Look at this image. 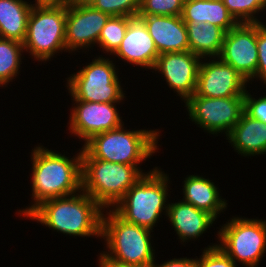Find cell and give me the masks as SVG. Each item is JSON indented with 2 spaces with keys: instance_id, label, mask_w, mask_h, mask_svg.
<instances>
[{
  "instance_id": "6da1fadb",
  "label": "cell",
  "mask_w": 266,
  "mask_h": 267,
  "mask_svg": "<svg viewBox=\"0 0 266 267\" xmlns=\"http://www.w3.org/2000/svg\"><path fill=\"white\" fill-rule=\"evenodd\" d=\"M32 196L34 204L19 210L27 216L41 202L76 194L82 190V155L69 159L52 150L36 147L32 157Z\"/></svg>"
},
{
  "instance_id": "7a4b0ae2",
  "label": "cell",
  "mask_w": 266,
  "mask_h": 267,
  "mask_svg": "<svg viewBox=\"0 0 266 267\" xmlns=\"http://www.w3.org/2000/svg\"><path fill=\"white\" fill-rule=\"evenodd\" d=\"M79 193L47 199L26 217L67 235L101 237L103 208L84 191Z\"/></svg>"
},
{
  "instance_id": "3957f363",
  "label": "cell",
  "mask_w": 266,
  "mask_h": 267,
  "mask_svg": "<svg viewBox=\"0 0 266 267\" xmlns=\"http://www.w3.org/2000/svg\"><path fill=\"white\" fill-rule=\"evenodd\" d=\"M102 216L101 236L109 253H101L99 264H117L130 267H152L154 250L150 229L129 223L113 209Z\"/></svg>"
},
{
  "instance_id": "277c9868",
  "label": "cell",
  "mask_w": 266,
  "mask_h": 267,
  "mask_svg": "<svg viewBox=\"0 0 266 267\" xmlns=\"http://www.w3.org/2000/svg\"><path fill=\"white\" fill-rule=\"evenodd\" d=\"M159 132L155 130L127 131L123 125L92 136L81 149L82 158L138 165L157 150Z\"/></svg>"
},
{
  "instance_id": "5b68a950",
  "label": "cell",
  "mask_w": 266,
  "mask_h": 267,
  "mask_svg": "<svg viewBox=\"0 0 266 267\" xmlns=\"http://www.w3.org/2000/svg\"><path fill=\"white\" fill-rule=\"evenodd\" d=\"M168 178L157 167L150 170L129 188L113 210L125 221L152 230L163 210L167 215Z\"/></svg>"
},
{
  "instance_id": "8992f818",
  "label": "cell",
  "mask_w": 266,
  "mask_h": 267,
  "mask_svg": "<svg viewBox=\"0 0 266 267\" xmlns=\"http://www.w3.org/2000/svg\"><path fill=\"white\" fill-rule=\"evenodd\" d=\"M143 175L137 165L82 158V191L102 208L114 207Z\"/></svg>"
},
{
  "instance_id": "52a82bcc",
  "label": "cell",
  "mask_w": 266,
  "mask_h": 267,
  "mask_svg": "<svg viewBox=\"0 0 266 267\" xmlns=\"http://www.w3.org/2000/svg\"><path fill=\"white\" fill-rule=\"evenodd\" d=\"M112 62L99 56L68 78V89L73 100L120 103L125 96Z\"/></svg>"
},
{
  "instance_id": "ba28073f",
  "label": "cell",
  "mask_w": 266,
  "mask_h": 267,
  "mask_svg": "<svg viewBox=\"0 0 266 267\" xmlns=\"http://www.w3.org/2000/svg\"><path fill=\"white\" fill-rule=\"evenodd\" d=\"M65 28L66 7L32 8L22 43L24 51H29L39 61H47L54 53L66 51Z\"/></svg>"
},
{
  "instance_id": "9c48e42d",
  "label": "cell",
  "mask_w": 266,
  "mask_h": 267,
  "mask_svg": "<svg viewBox=\"0 0 266 267\" xmlns=\"http://www.w3.org/2000/svg\"><path fill=\"white\" fill-rule=\"evenodd\" d=\"M218 246L236 263L257 267L266 250V221L234 217L218 232Z\"/></svg>"
},
{
  "instance_id": "30bf717a",
  "label": "cell",
  "mask_w": 266,
  "mask_h": 267,
  "mask_svg": "<svg viewBox=\"0 0 266 267\" xmlns=\"http://www.w3.org/2000/svg\"><path fill=\"white\" fill-rule=\"evenodd\" d=\"M185 104L191 120L200 128L211 134L225 132L227 136L244 112V95L223 98L191 96Z\"/></svg>"
},
{
  "instance_id": "8fae6325",
  "label": "cell",
  "mask_w": 266,
  "mask_h": 267,
  "mask_svg": "<svg viewBox=\"0 0 266 267\" xmlns=\"http://www.w3.org/2000/svg\"><path fill=\"white\" fill-rule=\"evenodd\" d=\"M217 58L233 66L248 82L253 80L258 66L256 23H238L226 32Z\"/></svg>"
},
{
  "instance_id": "7c38bea8",
  "label": "cell",
  "mask_w": 266,
  "mask_h": 267,
  "mask_svg": "<svg viewBox=\"0 0 266 267\" xmlns=\"http://www.w3.org/2000/svg\"><path fill=\"white\" fill-rule=\"evenodd\" d=\"M208 62H200L196 91L193 96L223 98L245 95L248 81L233 66L220 59Z\"/></svg>"
},
{
  "instance_id": "4fadbf2b",
  "label": "cell",
  "mask_w": 266,
  "mask_h": 267,
  "mask_svg": "<svg viewBox=\"0 0 266 267\" xmlns=\"http://www.w3.org/2000/svg\"><path fill=\"white\" fill-rule=\"evenodd\" d=\"M110 15L95 9L92 5L66 7L65 42L68 51L98 45V39ZM75 49V50H74Z\"/></svg>"
},
{
  "instance_id": "5bb4252c",
  "label": "cell",
  "mask_w": 266,
  "mask_h": 267,
  "mask_svg": "<svg viewBox=\"0 0 266 267\" xmlns=\"http://www.w3.org/2000/svg\"><path fill=\"white\" fill-rule=\"evenodd\" d=\"M74 101L77 105L71 110L69 129L85 142L96 134L124 125L115 103Z\"/></svg>"
},
{
  "instance_id": "9a60e30c",
  "label": "cell",
  "mask_w": 266,
  "mask_h": 267,
  "mask_svg": "<svg viewBox=\"0 0 266 267\" xmlns=\"http://www.w3.org/2000/svg\"><path fill=\"white\" fill-rule=\"evenodd\" d=\"M200 58L190 50L162 53L153 70L161 72L168 86L186 102L196 91Z\"/></svg>"
},
{
  "instance_id": "2e32d148",
  "label": "cell",
  "mask_w": 266,
  "mask_h": 267,
  "mask_svg": "<svg viewBox=\"0 0 266 267\" xmlns=\"http://www.w3.org/2000/svg\"><path fill=\"white\" fill-rule=\"evenodd\" d=\"M114 55L136 66L154 68L159 53L144 22L139 17H128L125 36Z\"/></svg>"
},
{
  "instance_id": "e0dca14e",
  "label": "cell",
  "mask_w": 266,
  "mask_h": 267,
  "mask_svg": "<svg viewBox=\"0 0 266 267\" xmlns=\"http://www.w3.org/2000/svg\"><path fill=\"white\" fill-rule=\"evenodd\" d=\"M145 24L160 54L189 51L187 28L180 16L137 15Z\"/></svg>"
},
{
  "instance_id": "ac0fdd59",
  "label": "cell",
  "mask_w": 266,
  "mask_h": 267,
  "mask_svg": "<svg viewBox=\"0 0 266 267\" xmlns=\"http://www.w3.org/2000/svg\"><path fill=\"white\" fill-rule=\"evenodd\" d=\"M166 216L183 242L200 237L215 221L208 212L184 201L168 203Z\"/></svg>"
},
{
  "instance_id": "d6986e66",
  "label": "cell",
  "mask_w": 266,
  "mask_h": 267,
  "mask_svg": "<svg viewBox=\"0 0 266 267\" xmlns=\"http://www.w3.org/2000/svg\"><path fill=\"white\" fill-rule=\"evenodd\" d=\"M226 137L238 154L254 156L266 153V125L245 112Z\"/></svg>"
},
{
  "instance_id": "ffe728a7",
  "label": "cell",
  "mask_w": 266,
  "mask_h": 267,
  "mask_svg": "<svg viewBox=\"0 0 266 267\" xmlns=\"http://www.w3.org/2000/svg\"><path fill=\"white\" fill-rule=\"evenodd\" d=\"M181 17L185 23H210L225 33L238 24L219 0H185Z\"/></svg>"
},
{
  "instance_id": "44dd1931",
  "label": "cell",
  "mask_w": 266,
  "mask_h": 267,
  "mask_svg": "<svg viewBox=\"0 0 266 267\" xmlns=\"http://www.w3.org/2000/svg\"><path fill=\"white\" fill-rule=\"evenodd\" d=\"M183 187V201L208 212L215 219L227 207L226 201L219 196L218 188L209 179L190 175L185 178Z\"/></svg>"
},
{
  "instance_id": "7402d4cb",
  "label": "cell",
  "mask_w": 266,
  "mask_h": 267,
  "mask_svg": "<svg viewBox=\"0 0 266 267\" xmlns=\"http://www.w3.org/2000/svg\"><path fill=\"white\" fill-rule=\"evenodd\" d=\"M31 10L24 0H0V38L23 43Z\"/></svg>"
},
{
  "instance_id": "603a6c76",
  "label": "cell",
  "mask_w": 266,
  "mask_h": 267,
  "mask_svg": "<svg viewBox=\"0 0 266 267\" xmlns=\"http://www.w3.org/2000/svg\"><path fill=\"white\" fill-rule=\"evenodd\" d=\"M187 28L188 43L190 51L199 57L207 58L212 56L218 57L225 32L215 25L210 23H185Z\"/></svg>"
},
{
  "instance_id": "cb8c5ba5",
  "label": "cell",
  "mask_w": 266,
  "mask_h": 267,
  "mask_svg": "<svg viewBox=\"0 0 266 267\" xmlns=\"http://www.w3.org/2000/svg\"><path fill=\"white\" fill-rule=\"evenodd\" d=\"M22 42L0 38V86L10 82L19 73Z\"/></svg>"
},
{
  "instance_id": "d4e9b609",
  "label": "cell",
  "mask_w": 266,
  "mask_h": 267,
  "mask_svg": "<svg viewBox=\"0 0 266 267\" xmlns=\"http://www.w3.org/2000/svg\"><path fill=\"white\" fill-rule=\"evenodd\" d=\"M128 27V17L110 16L98 39L100 48L114 54L121 44Z\"/></svg>"
},
{
  "instance_id": "484cf974",
  "label": "cell",
  "mask_w": 266,
  "mask_h": 267,
  "mask_svg": "<svg viewBox=\"0 0 266 267\" xmlns=\"http://www.w3.org/2000/svg\"><path fill=\"white\" fill-rule=\"evenodd\" d=\"M238 23H257L255 13L266 9V0H222Z\"/></svg>"
},
{
  "instance_id": "4316f807",
  "label": "cell",
  "mask_w": 266,
  "mask_h": 267,
  "mask_svg": "<svg viewBox=\"0 0 266 267\" xmlns=\"http://www.w3.org/2000/svg\"><path fill=\"white\" fill-rule=\"evenodd\" d=\"M185 0H140L137 15L180 16Z\"/></svg>"
},
{
  "instance_id": "83f0119b",
  "label": "cell",
  "mask_w": 266,
  "mask_h": 267,
  "mask_svg": "<svg viewBox=\"0 0 266 267\" xmlns=\"http://www.w3.org/2000/svg\"><path fill=\"white\" fill-rule=\"evenodd\" d=\"M140 0H96L92 6L110 16L137 17Z\"/></svg>"
},
{
  "instance_id": "f1b7e54d",
  "label": "cell",
  "mask_w": 266,
  "mask_h": 267,
  "mask_svg": "<svg viewBox=\"0 0 266 267\" xmlns=\"http://www.w3.org/2000/svg\"><path fill=\"white\" fill-rule=\"evenodd\" d=\"M196 267H236V263L218 246L205 248L200 259H195Z\"/></svg>"
},
{
  "instance_id": "f546056e",
  "label": "cell",
  "mask_w": 266,
  "mask_h": 267,
  "mask_svg": "<svg viewBox=\"0 0 266 267\" xmlns=\"http://www.w3.org/2000/svg\"><path fill=\"white\" fill-rule=\"evenodd\" d=\"M256 42L258 52V66L253 78H261L266 84V25L262 22L256 23Z\"/></svg>"
},
{
  "instance_id": "4dcf8cb0",
  "label": "cell",
  "mask_w": 266,
  "mask_h": 267,
  "mask_svg": "<svg viewBox=\"0 0 266 267\" xmlns=\"http://www.w3.org/2000/svg\"><path fill=\"white\" fill-rule=\"evenodd\" d=\"M244 112L266 125V96L255 99L246 90L244 95Z\"/></svg>"
},
{
  "instance_id": "1f68e13d",
  "label": "cell",
  "mask_w": 266,
  "mask_h": 267,
  "mask_svg": "<svg viewBox=\"0 0 266 267\" xmlns=\"http://www.w3.org/2000/svg\"><path fill=\"white\" fill-rule=\"evenodd\" d=\"M152 267H196L195 265V259H189V258H174L172 260H169L167 262H164L163 264L155 265V263L152 265Z\"/></svg>"
},
{
  "instance_id": "d6a6232c",
  "label": "cell",
  "mask_w": 266,
  "mask_h": 267,
  "mask_svg": "<svg viewBox=\"0 0 266 267\" xmlns=\"http://www.w3.org/2000/svg\"><path fill=\"white\" fill-rule=\"evenodd\" d=\"M35 4H30L32 8H58L67 7L69 0H35Z\"/></svg>"
},
{
  "instance_id": "836d02e7",
  "label": "cell",
  "mask_w": 266,
  "mask_h": 267,
  "mask_svg": "<svg viewBox=\"0 0 266 267\" xmlns=\"http://www.w3.org/2000/svg\"><path fill=\"white\" fill-rule=\"evenodd\" d=\"M96 0H69L73 5H92Z\"/></svg>"
},
{
  "instance_id": "e575fe53",
  "label": "cell",
  "mask_w": 266,
  "mask_h": 267,
  "mask_svg": "<svg viewBox=\"0 0 266 267\" xmlns=\"http://www.w3.org/2000/svg\"><path fill=\"white\" fill-rule=\"evenodd\" d=\"M99 267H130V266H120L117 264H99Z\"/></svg>"
}]
</instances>
